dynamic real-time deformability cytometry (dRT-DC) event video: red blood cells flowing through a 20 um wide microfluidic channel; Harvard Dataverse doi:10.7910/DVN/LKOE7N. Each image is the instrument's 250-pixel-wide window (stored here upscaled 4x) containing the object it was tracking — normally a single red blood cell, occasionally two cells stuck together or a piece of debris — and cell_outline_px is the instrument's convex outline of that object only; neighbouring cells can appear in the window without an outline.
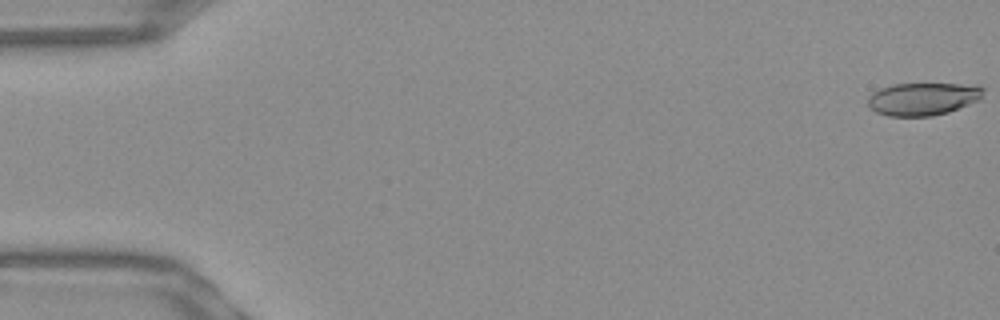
{"species": "Egyptian fruit bat (a non-hibernating species)", "species_latin": "Rousettus aegyptiacus", "temperature_condition": "warm", "stored_images_in_passage": 53, "camera_frame_rate_fps": 3000, "um_per_image_px": 0.085, "frame": {"image": 1, "passage_image": 1, "time_ms": 0.0, "image_size_px": [1000, 320], "cell_outline_px": [[984, 88], [980, 100], [948, 112], [932, 116], [888, 116], [876, 112], [868, 104], [868, 96], [872, 92], [880, 88], [892, 84], [976, 84]], "centroid_in_image_um": [78.45, 8.4], "position_along_channel_um": 6.5, "area_um2": 22.08}}
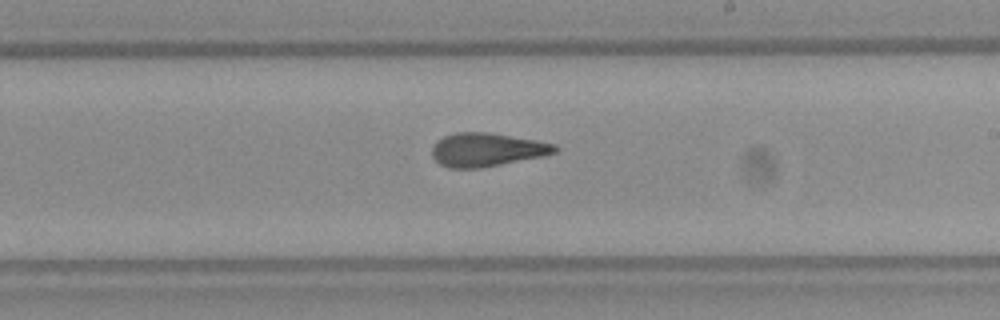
{"frame": {"image": 2, "passage_image": 31, "time_ms": 10.0, "image_size_px": [1000, 320], "cell_outline_px": [[560, 148], [556, 152], [544, 156], [480, 168], [448, 168], [440, 164], [432, 156], [432, 144], [436, 140], [444, 136], [456, 132], [488, 132], [536, 140], [556, 144]], "centroid_in_image_um": [41.37, 12.72], "position_along_channel_um": 247.6, "area_um2": 24.16}}
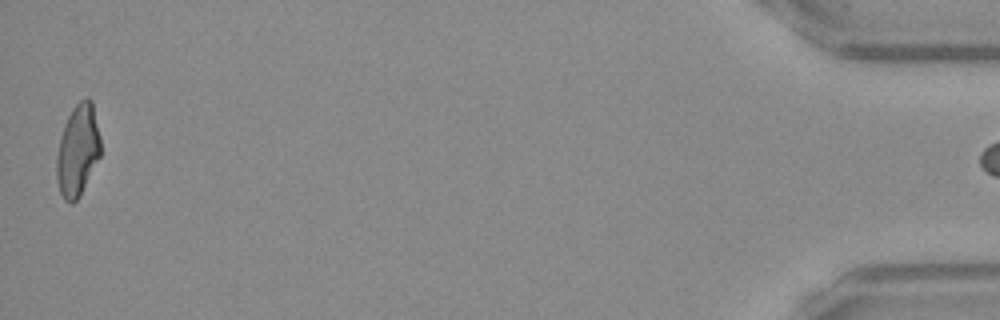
{"frame": {"image": 3, "passage_image": 52, "time_ms": 17.0, "image_size_px": [1000, 320], "cell_outline_px": [[100, 156], [80, 196], [72, 204], [68, 204], [64, 200], [60, 192], [56, 180], [56, 156], [60, 136], [64, 124], [72, 108], [80, 100], [88, 96], [92, 100], [100, 136]], "centroid_in_image_um": [6.59, 12.78], "position_along_channel_um": 428.6, "area_um2": 23.76}}